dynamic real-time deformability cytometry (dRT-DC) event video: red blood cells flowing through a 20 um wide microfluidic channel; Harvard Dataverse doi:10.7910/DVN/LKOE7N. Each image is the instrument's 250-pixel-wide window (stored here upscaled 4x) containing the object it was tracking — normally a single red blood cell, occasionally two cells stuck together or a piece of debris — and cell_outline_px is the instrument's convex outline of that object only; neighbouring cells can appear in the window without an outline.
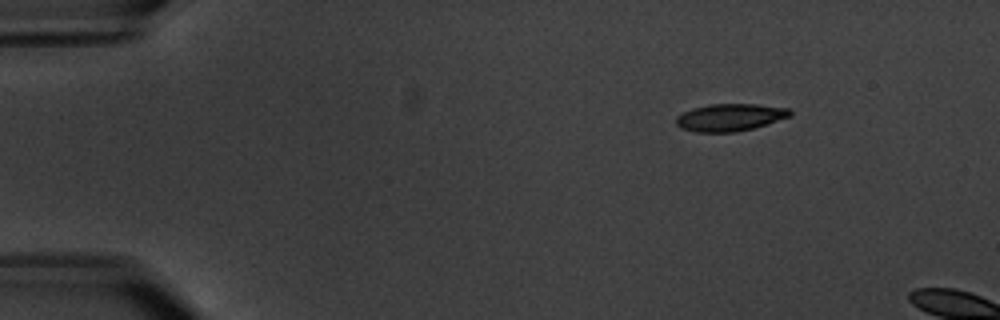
{"species": "common noctule bat (a hibernating species)", "species_latin": "Nyctalus noctula", "temperature_condition": "warm", "stored_images_in_passage": 5, "camera_frame_rate_fps": 3000, "um_per_image_px": 0.085, "animal": {"sex": "male", "body_mass_g": 20.1, "forearm_length_mm": 53.5}, "frame": {"image": 1, "passage_image": 3, "time_ms": 2.667, "image_size_px": [1000, 320], "cell_outline_px": [[792, 116], [752, 128], [736, 132], [696, 132], [680, 128], [676, 124], [676, 116], [692, 108], [708, 104], [756, 104], [792, 108]], "centroid_in_image_um": [62.06, 9.97], "position_along_channel_um": 22.9, "area_um2": 18.26}}